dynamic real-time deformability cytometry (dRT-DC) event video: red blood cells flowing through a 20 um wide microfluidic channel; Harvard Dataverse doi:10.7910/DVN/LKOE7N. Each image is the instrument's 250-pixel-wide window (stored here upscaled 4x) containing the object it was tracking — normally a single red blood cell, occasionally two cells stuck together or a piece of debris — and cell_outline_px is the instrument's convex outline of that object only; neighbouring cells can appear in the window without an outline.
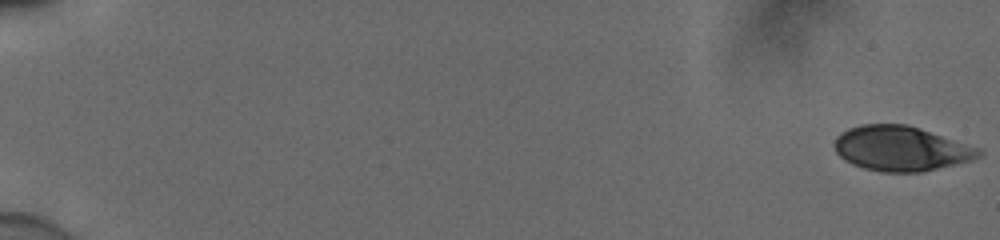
{"species": "human", "species_latin": "Homo sapiens", "temperature_condition": "cold", "stored_images_in_passage": 55, "camera_frame_rate_fps": 3000, "um_per_image_px": 0.085, "donor": {"sex": "male"}, "frame": {"image": 1, "passage_image": 1, "time_ms": 0.0, "image_size_px": [1000, 240], "cell_outline_px": [[984, 152], [980, 156], [972, 160], [924, 172], [884, 172], [864, 168], [852, 164], [844, 160], [836, 152], [836, 136], [848, 128], [860, 124], [908, 124], [980, 148]], "centroid_in_image_um": [76.61, 12.62], "position_along_channel_um": 8.4, "area_um2": 37.74}}
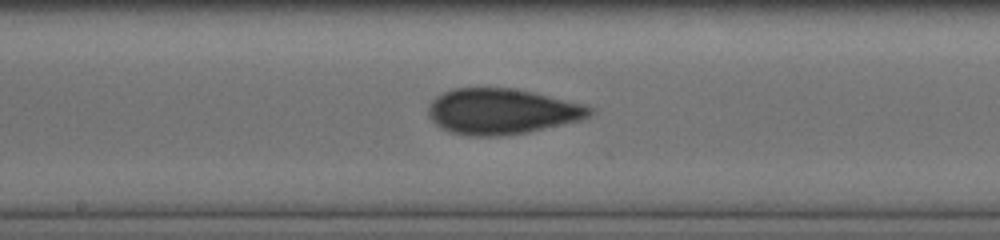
{"frame": {"image": 2, "passage_image": 32, "time_ms": 10.333, "image_size_px": [1000, 240], "cell_outline_px": [[592, 112], [588, 116], [580, 120], [528, 132], [504, 136], [468, 136], [448, 132], [440, 128], [428, 116], [428, 108], [432, 100], [436, 96], [444, 92], [456, 88], [508, 88], [528, 92], [584, 104], [592, 108]], "centroid_in_image_um": [42.59, 9.49], "position_along_channel_um": 205.6, "area_um2": 42.6}}
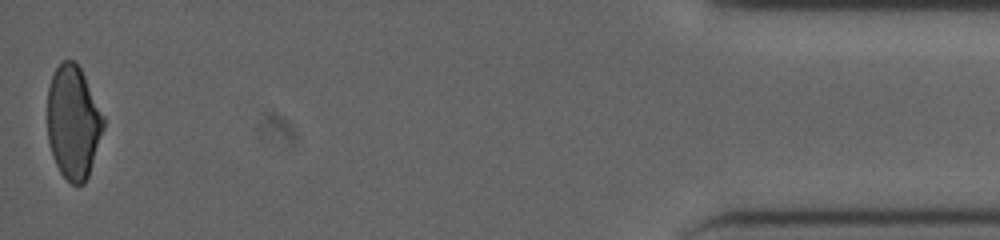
{"frame": {"image": 3, "passage_image": 55, "time_ms": 18.0, "image_size_px": [1000, 240], "cell_outline_px": [[104, 128], [88, 176], [84, 184], [72, 184], [60, 172], [56, 164], [48, 140], [48, 88], [52, 76], [56, 68], [64, 60], [76, 60], [104, 116]], "centroid_in_image_um": [6.23, 10.38], "position_along_channel_um": 429.0, "area_um2": 36.65}, "authors_computed_cell_mechanics": {"area_um2": 40.5756, "velocity_mm_per_s": 3.9079, "shape_relaxation_time_tau1_ms": 9.1934, "shape_relaxation_time_tau2_ms": 1.9625, "deformation_change_tau1": 0.1831, "deformation_change_tau2": 0.0695}}